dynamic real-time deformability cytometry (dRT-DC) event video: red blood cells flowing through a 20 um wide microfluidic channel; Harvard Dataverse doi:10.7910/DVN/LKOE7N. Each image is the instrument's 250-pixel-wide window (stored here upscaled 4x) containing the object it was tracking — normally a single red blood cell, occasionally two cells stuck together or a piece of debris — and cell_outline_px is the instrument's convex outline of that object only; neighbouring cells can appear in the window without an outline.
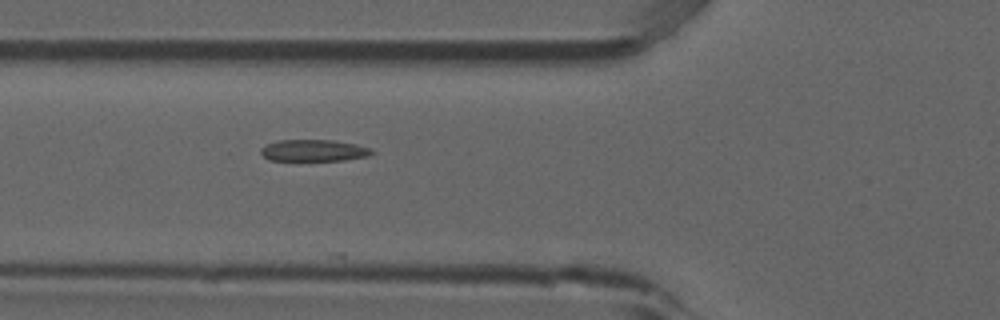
{"species": "common noctule bat (a hibernating species)", "species_latin": "Nyctalus noctula", "temperature_condition": "room temperature", "stored_images_in_passage": 36, "camera_frame_rate_fps": 3000, "um_per_image_px": 0.085, "animal": {"sex": "male", "forearm_length_mm": 52.5}, "frame": {"image": 1, "passage_image": 3, "time_ms": 0.667, "image_size_px": [1000, 320], "cell_outline_px": [[376, 152], [368, 156], [344, 160], [268, 160], [260, 152], [260, 148], [268, 144], [280, 140], [332, 140], [356, 144], [372, 148]], "centroid_in_image_um": [26.71, 12.79], "position_along_channel_um": 99.1, "area_um2": 13.99}}
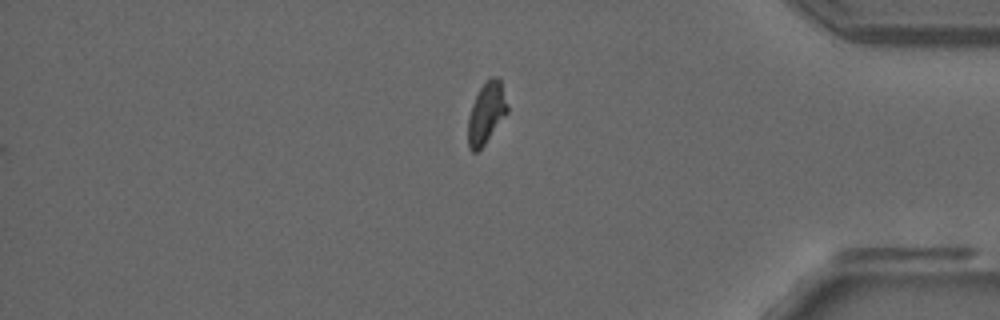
{"frame": {"image": 2, "passage_image": 28, "time_ms": 9.0, "image_size_px": [1000, 320], "cell_outline_px": [[508, 112], [484, 144], [476, 152], [472, 152], [468, 148], [468, 116], [472, 104], [480, 88], [492, 76], [500, 76], [508, 104]], "centroid_in_image_um": [41.35, 9.58], "position_along_channel_um": 393.8, "area_um2": 14.05}}
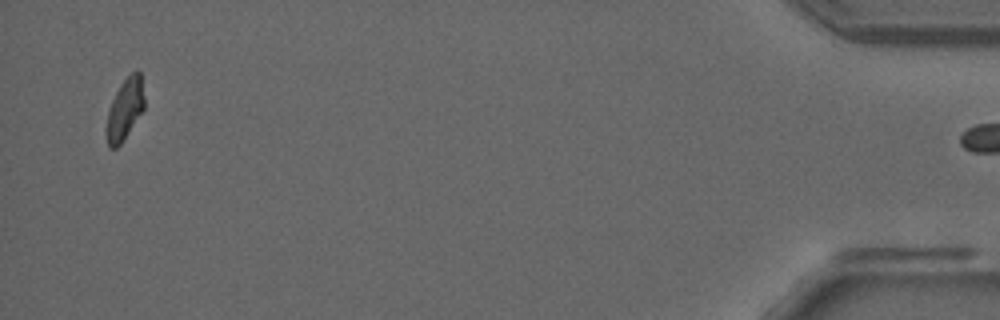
{"frame": {"image": 3, "passage_image": 35, "time_ms": 11.333, "image_size_px": [1000, 320], "cell_outline_px": [[144, 108], [120, 144], [116, 148], [108, 148], [108, 112], [112, 100], [120, 84], [132, 72], [140, 72], [144, 96]], "centroid_in_image_um": [10.63, 9.25], "position_along_channel_um": 424.6, "area_um2": 12.89}}